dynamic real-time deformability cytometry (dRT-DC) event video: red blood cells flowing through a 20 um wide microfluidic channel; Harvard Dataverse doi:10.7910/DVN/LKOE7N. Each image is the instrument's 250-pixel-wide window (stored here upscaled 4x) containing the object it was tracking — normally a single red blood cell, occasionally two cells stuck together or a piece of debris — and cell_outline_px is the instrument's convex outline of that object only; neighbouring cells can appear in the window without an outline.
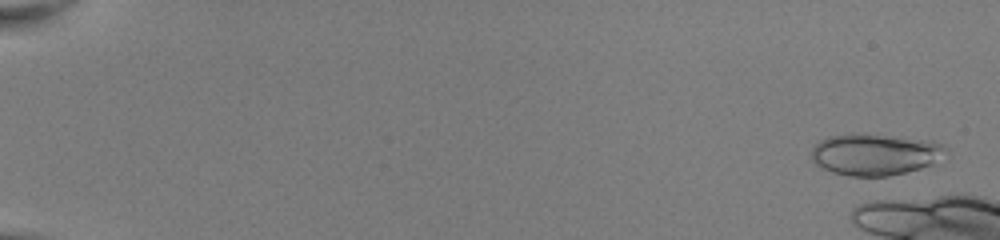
{"species": "common noctule bat (a hibernating species)", "species_latin": "Nyctalus noctula", "temperature_condition": "room temperature", "stored_images_in_passage": 8, "camera_frame_rate_fps": 3000, "um_per_image_px": 0.085, "animal": {"sex": "female", "body_mass_g": 22.0, "forearm_length_mm": 56.7}, "frame": {"image": 1, "passage_image": 2, "time_ms": 0.333, "image_size_px": [1000, 240], "cell_outline_px": [[944, 148], [932, 164], [920, 168], [888, 176], [852, 176], [832, 172], [816, 164], [812, 160], [812, 148], [820, 140], [832, 136], [880, 136], [932, 140], [940, 144]], "centroid_in_image_um": [74.31, 13.16], "position_along_channel_um": 10.7, "area_um2": 30.98}}